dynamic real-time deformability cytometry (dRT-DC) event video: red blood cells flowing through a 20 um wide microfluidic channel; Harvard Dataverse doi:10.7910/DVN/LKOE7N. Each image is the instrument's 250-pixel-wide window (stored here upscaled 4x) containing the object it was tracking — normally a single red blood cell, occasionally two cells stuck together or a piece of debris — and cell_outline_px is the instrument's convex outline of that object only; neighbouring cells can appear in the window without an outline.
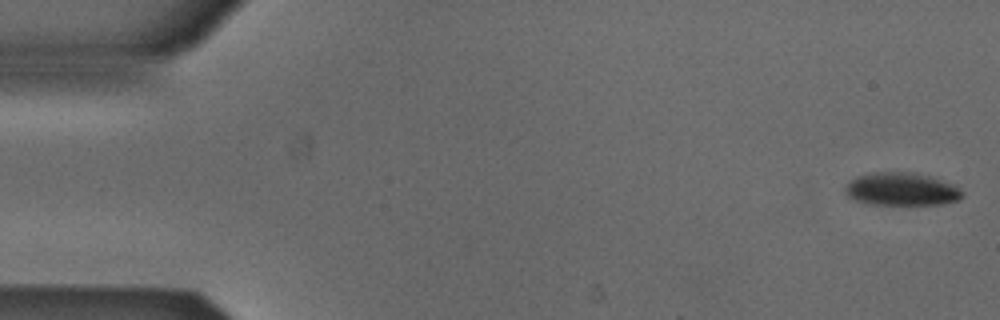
{"species": "Egyptian fruit bat (a non-hibernating species)", "species_latin": "Rousettus aegyptiacus", "temperature_condition": "cold", "stored_images_in_passage": 52, "camera_frame_rate_fps": 3000, "um_per_image_px": 0.085, "animal": {"sex": "male"}, "frame": {"image": 1, "passage_image": 1, "time_ms": 0.0, "image_size_px": [1000, 320], "cell_outline_px": [[964, 196], [956, 200], [940, 204], [868, 204], [856, 200], [848, 196], [844, 188], [852, 180], [860, 176], [872, 172], [912, 172], [928, 176], [952, 184], [960, 188], [964, 192]], "centroid_in_image_um": [76.64, 16.08], "position_along_channel_um": 8.4, "area_um2": 22.14}}
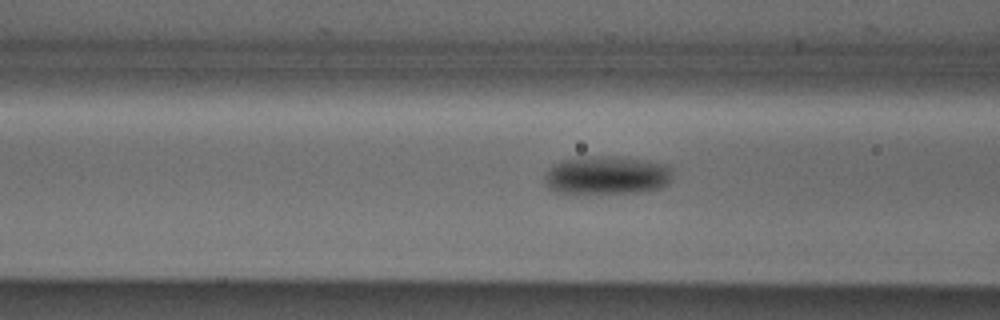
{"frame": {"image": 2, "passage_image": 20, "time_ms": 6.333, "image_size_px": [1000, 320], "cell_outline_px": [[672, 172], [668, 184], [660, 188], [636, 192], [576, 196], [556, 192], [548, 188], [544, 184], [544, 176], [548, 168], [560, 160], [584, 156], [616, 156], [664, 164]], "centroid_in_image_um": [51.45, 14.94], "position_along_channel_um": 115.2, "area_um2": 29.48}}
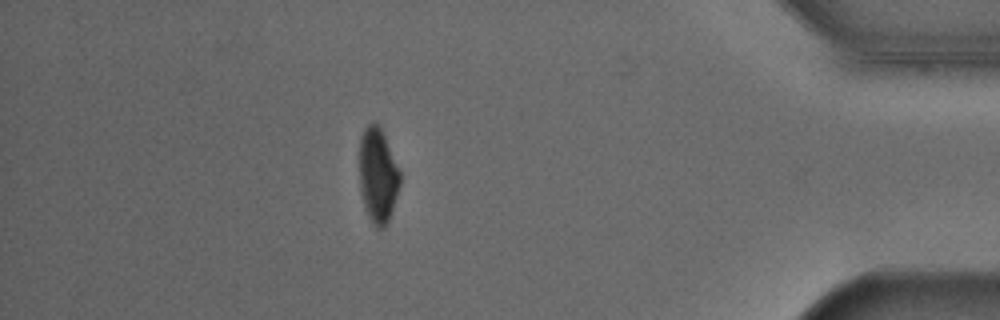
{"frame": {"image": 3, "passage_image": 46, "time_ms": 15.0, "image_size_px": [1000, 320], "cell_outline_px": [[400, 184], [388, 220], [384, 228], [376, 228], [368, 216], [364, 204], [360, 188], [360, 136], [364, 128], [368, 124], [376, 120], [380, 124], [400, 172]], "centroid_in_image_um": [32.11, 14.84], "position_along_channel_um": 403.1, "area_um2": 22.31}, "authors_computed_cell_mechanics": {"area_um2": 25.4031, "velocity_mm_per_s": 3.8668, "shape_relaxation_time_tau1_ms": 4.0785, "shape_relaxation_time_tau2_ms": null, "deformation_change_tau1": 0.1091, "deformation_change_tau2": null}}